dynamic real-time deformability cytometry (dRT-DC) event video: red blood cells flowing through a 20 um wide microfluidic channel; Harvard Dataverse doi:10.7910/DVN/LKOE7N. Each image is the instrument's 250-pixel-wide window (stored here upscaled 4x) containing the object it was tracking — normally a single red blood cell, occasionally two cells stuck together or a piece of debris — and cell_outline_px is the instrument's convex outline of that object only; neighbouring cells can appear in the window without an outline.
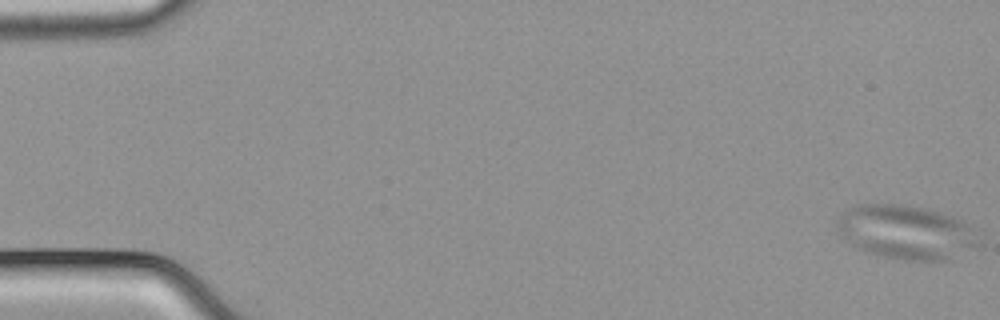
{"species": "common noctule bat (a hibernating species)", "species_latin": "Nyctalus noctula", "temperature_condition": "cold", "stored_images_in_passage": 56, "camera_frame_rate_fps": 3000, "um_per_image_px": 0.085, "animal": {"sex": "male", "body_mass_g": 21.5, "forearm_length_mm": 52.0}, "frame": {"image": 1, "passage_image": 1, "time_ms": 0.0, "image_size_px": [1000, 320], "cell_outline_px": [[984, 244], [980, 248], [948, 260], [908, 260], [884, 256], [868, 252], [852, 244], [836, 232], [836, 224], [840, 216], [848, 208], [856, 204], [900, 204], [924, 208], [940, 212], [964, 220], [972, 228]], "centroid_in_image_um": [77.09, 19.73], "position_along_channel_um": 7.9, "area_um2": 45.03}}
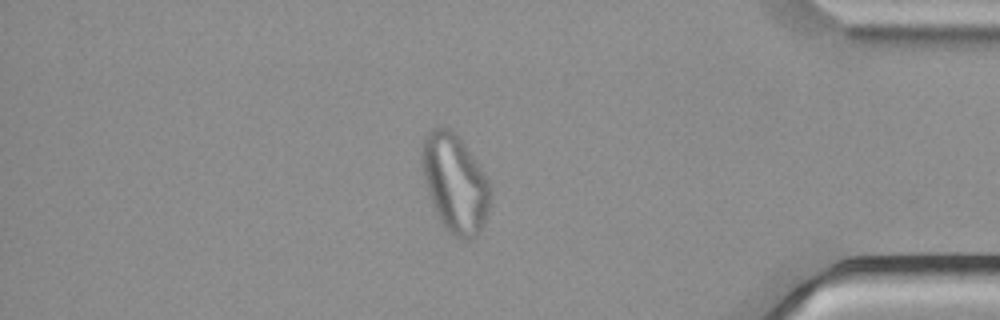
{"frame": {"image": 2, "passage_image": 48, "time_ms": 15.667, "image_size_px": [1000, 320], "cell_outline_px": [[492, 196], [488, 212], [480, 232], [468, 240], [452, 236], [448, 232], [440, 220], [436, 212], [424, 176], [420, 156], [420, 152], [424, 140], [428, 132], [432, 128], [448, 128], [456, 132], [460, 136], [488, 180]], "centroid_in_image_um": [38.69, 15.57], "position_along_channel_um": 396.5, "area_um2": 38.9}}